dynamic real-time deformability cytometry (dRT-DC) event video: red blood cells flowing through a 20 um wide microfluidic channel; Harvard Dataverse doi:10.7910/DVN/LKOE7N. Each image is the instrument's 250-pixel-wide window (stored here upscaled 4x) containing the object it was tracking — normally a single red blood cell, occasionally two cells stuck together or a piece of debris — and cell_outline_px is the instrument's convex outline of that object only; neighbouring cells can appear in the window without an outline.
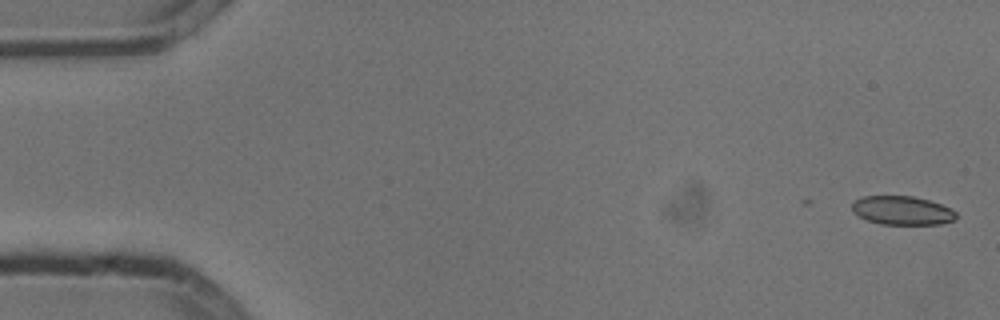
{"species": "common noctule bat (a hibernating species)", "species_latin": "Nyctalus noctula", "temperature_condition": "cold", "stored_images_in_passage": 5, "camera_frame_rate_fps": 3000, "um_per_image_px": 0.085, "animal": {"sex": "male", "body_mass_g": 13.3}, "frame": {"image": 1, "passage_image": 1, "time_ms": 0.0, "image_size_px": [1000, 320], "cell_outline_px": [[956, 220], [940, 224], [880, 224], [868, 220], [852, 212], [852, 204], [856, 200], [864, 196], [912, 196], [928, 200], [940, 204], [956, 212]], "centroid_in_image_um": [76.68, 17.89], "position_along_channel_um": 8.3, "area_um2": 17.28}}
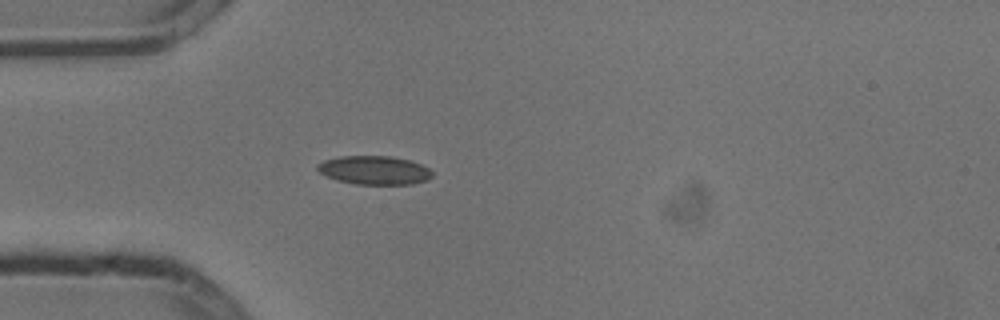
{"frame": {"image": 2, "passage_image": 5, "time_ms": 1.333, "image_size_px": [1000, 320], "cell_outline_px": [[432, 176], [428, 180], [412, 184], [356, 184], [336, 180], [320, 172], [316, 168], [316, 164], [324, 160], [340, 156], [388, 156], [408, 160], [420, 164], [428, 168], [432, 172]], "centroid_in_image_um": [31.8, 14.47], "position_along_channel_um": 53.2, "area_um2": 19.07}}